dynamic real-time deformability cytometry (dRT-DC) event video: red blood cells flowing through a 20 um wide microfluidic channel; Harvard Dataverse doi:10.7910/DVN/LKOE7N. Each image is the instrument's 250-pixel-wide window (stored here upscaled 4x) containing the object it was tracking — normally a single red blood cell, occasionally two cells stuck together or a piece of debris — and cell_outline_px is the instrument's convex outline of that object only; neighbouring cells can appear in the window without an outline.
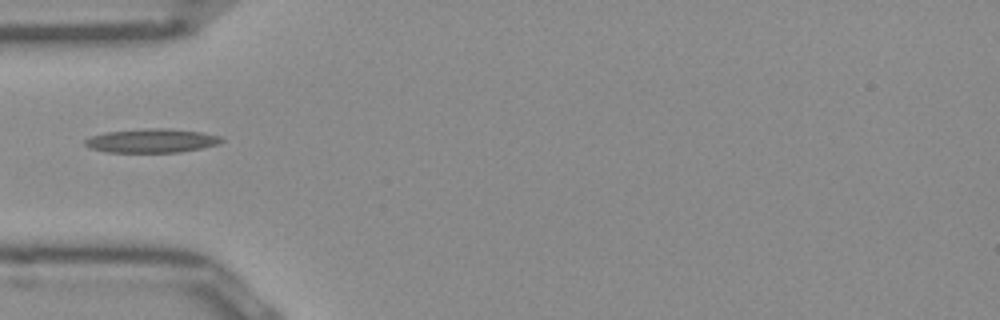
{"species": "Egyptian fruit bat (a non-hibernating species)", "species_latin": "Rousettus aegyptiacus", "temperature_condition": "room temperature", "stored_images_in_passage": 36, "camera_frame_rate_fps": 3000, "um_per_image_px": 0.085, "frame": {"image": 1, "passage_image": 1, "time_ms": 0.0, "image_size_px": [1000, 320], "cell_outline_px": [[224, 140], [216, 144], [200, 148], [180, 152], [108, 152], [92, 148], [84, 144], [84, 140], [92, 136], [104, 132], [148, 128], [168, 128], [200, 132], [220, 136]], "centroid_in_image_um": [12.88, 11.95], "position_along_channel_um": 72.1, "area_um2": 18.79}}
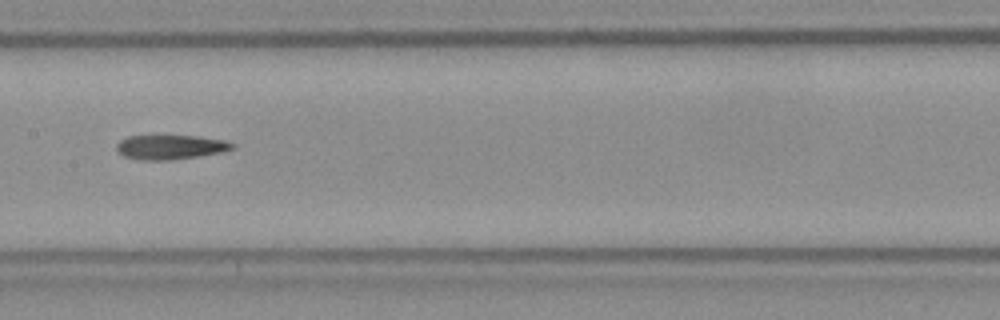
{"frame": {"image": 2, "passage_image": 10, "time_ms": 3.0, "image_size_px": [1000, 320], "cell_outline_px": [[236, 148], [224, 152], [168, 160], [140, 160], [124, 156], [116, 148], [116, 144], [120, 140], [128, 136], [196, 136], [224, 140], [236, 144]], "centroid_in_image_um": [14.52, 12.5], "position_along_channel_um": 192.9, "area_um2": 16.42}}
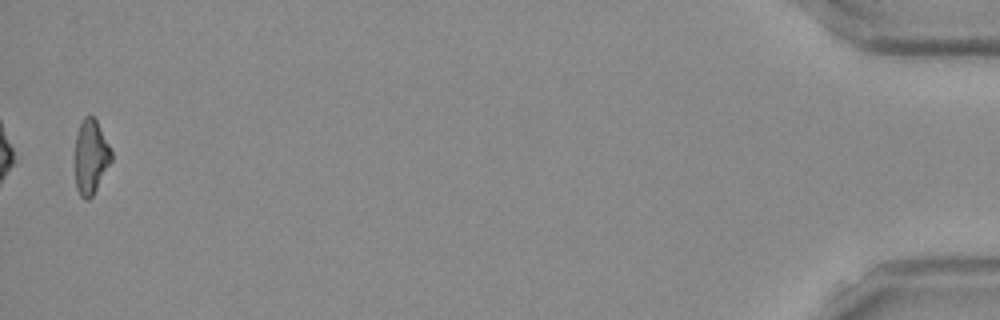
{"frame": {"image": 3, "passage_image": 35, "time_ms": 11.333, "image_size_px": [1000, 320], "cell_outline_px": [[112, 160], [92, 196], [88, 200], [84, 200], [80, 196], [76, 188], [76, 132], [84, 116], [92, 116], [96, 120], [112, 152]], "centroid_in_image_um": [7.71, 13.34], "position_along_channel_um": 427.5, "area_um2": 15.49}}